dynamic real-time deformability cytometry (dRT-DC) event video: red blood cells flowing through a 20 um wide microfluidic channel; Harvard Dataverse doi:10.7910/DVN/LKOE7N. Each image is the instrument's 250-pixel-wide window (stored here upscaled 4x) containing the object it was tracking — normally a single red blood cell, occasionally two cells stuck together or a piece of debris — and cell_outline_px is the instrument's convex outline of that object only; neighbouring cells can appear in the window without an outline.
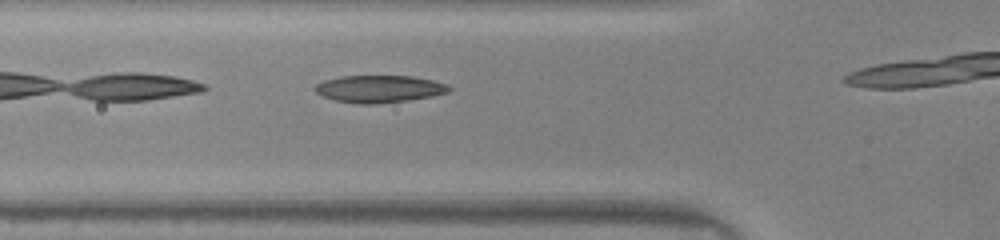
{"species": "common noctule bat (a hibernating species)", "species_latin": "Nyctalus noctula", "temperature_condition": "warm", "stored_images_in_passage": 8, "camera_frame_rate_fps": 3000, "um_per_image_px": 0.085, "animal": {"sex": "male", "body_mass_g": 20.0, "forearm_length_mm": 53.3}, "frame": {"image": 1, "passage_image": 4, "time_ms": 1.0, "image_size_px": [1000, 240], "cell_outline_px": [[436, 92], [416, 96], [392, 100], [348, 100], [360, 76], [396, 76], [420, 80]], "centroid_in_image_um": [32.99, 7.51], "position_along_channel_um": 92.8, "area_um2": 11.5}}